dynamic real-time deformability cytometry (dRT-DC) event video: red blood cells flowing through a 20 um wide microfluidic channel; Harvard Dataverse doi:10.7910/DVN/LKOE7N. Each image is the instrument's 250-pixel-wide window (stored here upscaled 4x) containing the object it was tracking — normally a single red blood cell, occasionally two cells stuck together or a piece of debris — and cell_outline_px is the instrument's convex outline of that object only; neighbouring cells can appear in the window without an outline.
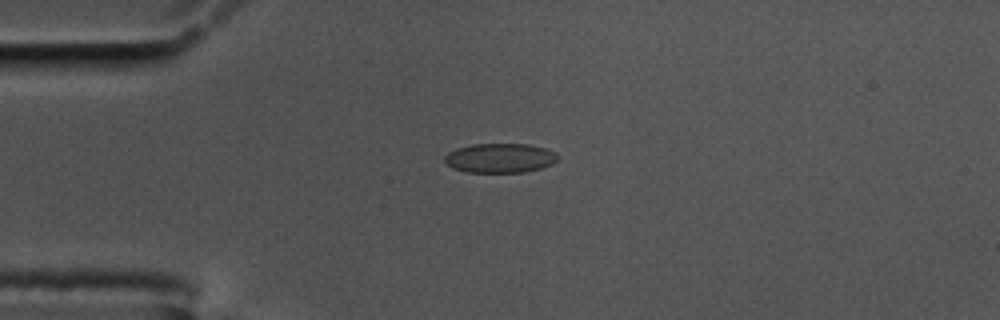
{"species": "common noctule bat (a hibernating species)", "species_latin": "Nyctalus noctula", "temperature_condition": "cold", "stored_images_in_passage": 44, "camera_frame_rate_fps": 3000, "um_per_image_px": 0.085, "animal": {"sex": "male", "body_mass_g": 17.5, "forearm_length_mm": 52.3}, "frame": {"image": 1, "passage_image": 1, "time_ms": 0.0, "image_size_px": [1000, 320], "cell_outline_px": [[560, 156], [552, 164], [540, 168], [524, 172], [468, 172], [452, 168], [444, 160], [444, 156], [448, 152], [456, 148], [472, 144], [528, 144], [544, 148], [556, 152]], "centroid_in_image_um": [42.5, 13.43], "position_along_channel_um": 42.5, "area_um2": 19.42}}
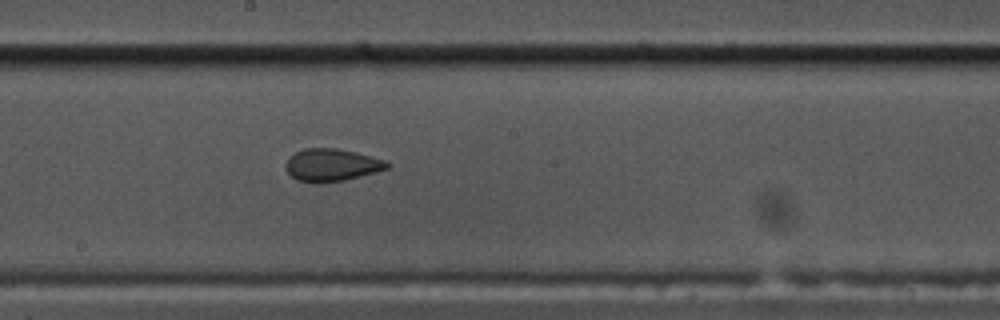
{"frame": {"image": 2, "passage_image": 18, "time_ms": 5.667, "image_size_px": [1000, 320], "cell_outline_px": [[392, 164], [388, 168], [344, 180], [320, 184], [316, 184], [296, 180], [284, 168], [284, 164], [288, 156], [304, 148], [336, 148], [356, 152], [388, 160]], "centroid_in_image_um": [28.16, 14.02], "position_along_channel_um": 220.0, "area_um2": 19.54}}
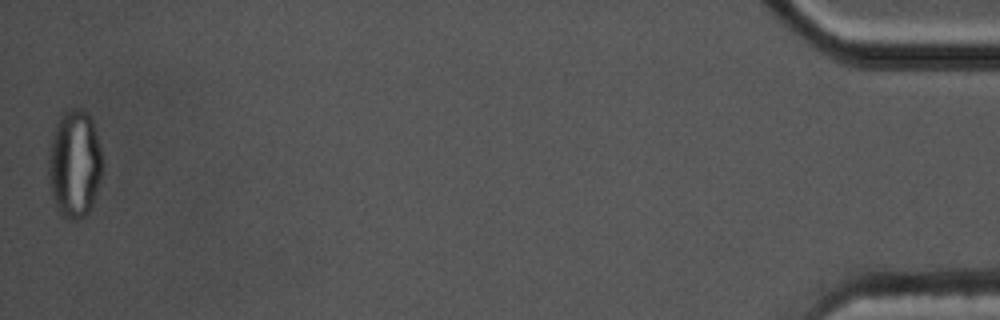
{"frame": {"image": 3, "passage_image": 44, "time_ms": 14.333, "image_size_px": [1000, 320], "cell_outline_px": [[100, 176], [92, 204], [88, 212], [84, 216], [76, 220], [72, 220], [64, 216], [56, 208], [52, 196], [48, 172], [48, 152], [52, 136], [60, 116], [64, 112], [72, 108], [80, 108], [92, 120], [100, 148]], "centroid_in_image_um": [6.29, 13.93], "position_along_channel_um": 428.9, "area_um2": 33.18}, "authors_computed_cell_mechanics": {"area_um2": 19.5075, "velocity_mm_per_s": 3.4945, "shape_relaxation_time_tau1_ms": null, "shape_relaxation_time_tau2_ms": 1.7194, "deformation_change_tau1": null, "deformation_change_tau2": 0.0436}}